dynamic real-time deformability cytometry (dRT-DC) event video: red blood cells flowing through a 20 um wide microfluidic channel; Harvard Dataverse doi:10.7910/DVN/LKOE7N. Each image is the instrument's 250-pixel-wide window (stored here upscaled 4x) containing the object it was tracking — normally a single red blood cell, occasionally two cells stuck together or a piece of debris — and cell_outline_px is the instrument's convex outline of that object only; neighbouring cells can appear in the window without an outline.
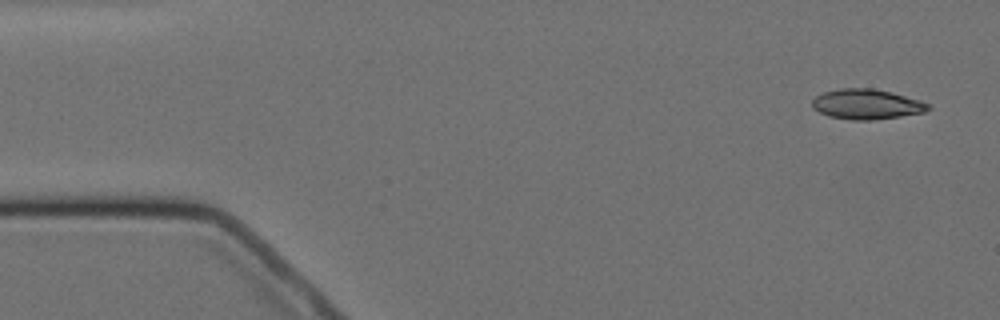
{"species": "Egyptian fruit bat (a non-hibernating species)", "species_latin": "Rousettus aegyptiacus", "temperature_condition": "cold", "stored_images_in_passage": 8, "camera_frame_rate_fps": 3000, "um_per_image_px": 0.085, "animal": {"sex": "female"}, "frame": {"image": 1, "passage_image": 1, "time_ms": 0.0, "image_size_px": [1000, 320], "cell_outline_px": [[932, 108], [924, 112], [900, 116], [872, 120], [852, 120], [828, 116], [812, 108], [812, 100], [816, 96], [824, 92], [840, 88], [872, 88], [892, 92], [920, 100], [928, 104]], "centroid_in_image_um": [73.65, 8.85], "position_along_channel_um": 11.3, "area_um2": 20.35}}
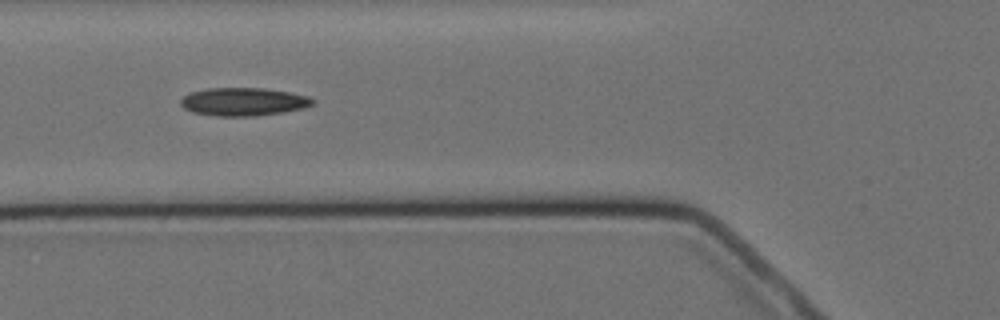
{"frame": {"image": 2, "passage_image": 6, "time_ms": 5.667, "image_size_px": [1000, 320], "cell_outline_px": [[316, 100], [312, 104], [304, 108], [256, 116], [216, 116], [192, 112], [184, 108], [180, 104], [180, 100], [184, 96], [192, 92], [208, 88], [264, 88], [288, 92], [308, 96]], "centroid_in_image_um": [20.68, 8.65], "position_along_channel_um": 105.1, "area_um2": 21.5}}
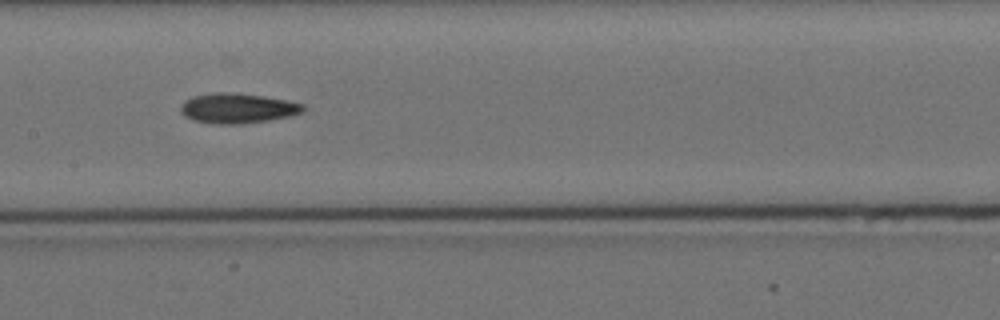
{"frame": {"image": 3, "passage_image": 8, "time_ms": 8.0, "image_size_px": [1000, 320], "cell_outline_px": [[304, 112], [292, 116], [268, 120], [240, 124], [220, 124], [192, 120], [184, 116], [180, 112], [180, 108], [184, 100], [192, 96], [216, 92], [236, 92], [264, 96], [304, 104]], "centroid_in_image_um": [20.18, 9.19], "position_along_channel_um": 187.2, "area_um2": 21.56}}